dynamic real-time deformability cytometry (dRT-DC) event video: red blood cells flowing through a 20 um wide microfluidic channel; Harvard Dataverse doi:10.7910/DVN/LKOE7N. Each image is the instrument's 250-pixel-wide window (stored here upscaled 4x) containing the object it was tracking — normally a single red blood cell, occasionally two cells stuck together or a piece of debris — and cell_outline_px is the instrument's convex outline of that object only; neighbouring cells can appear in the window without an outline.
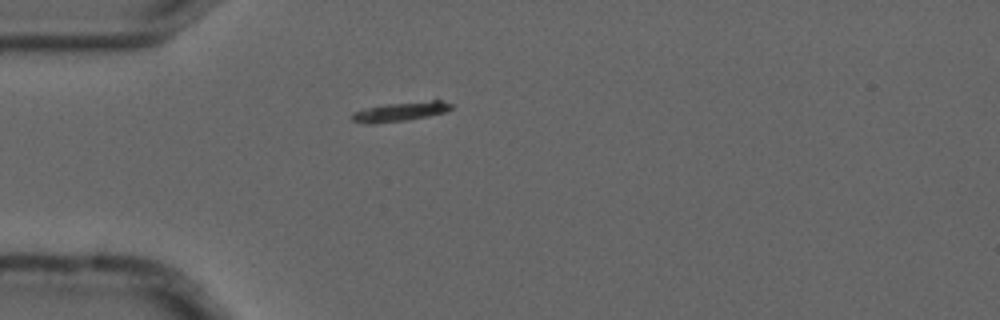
{"species": "common noctule bat (a hibernating species)", "species_latin": "Nyctalus noctula", "temperature_condition": "cold", "stored_images_in_passage": 4, "camera_frame_rate_fps": 3000, "um_per_image_px": 0.085, "animal": {"sex": "male", "forearm_length_mm": 52.5}, "frame": {"image": 1, "passage_image": 4, "time_ms": 1.0, "image_size_px": [1000, 320], "cell_outline_px": [[452, 108], [444, 112], [428, 116], [408, 120], [372, 124], [368, 124], [352, 120], [352, 112], [368, 108], [388, 104], [436, 96], [452, 104]], "centroid_in_image_um": [34.19, 9.42], "position_along_channel_um": 50.8, "area_um2": 11.73}}